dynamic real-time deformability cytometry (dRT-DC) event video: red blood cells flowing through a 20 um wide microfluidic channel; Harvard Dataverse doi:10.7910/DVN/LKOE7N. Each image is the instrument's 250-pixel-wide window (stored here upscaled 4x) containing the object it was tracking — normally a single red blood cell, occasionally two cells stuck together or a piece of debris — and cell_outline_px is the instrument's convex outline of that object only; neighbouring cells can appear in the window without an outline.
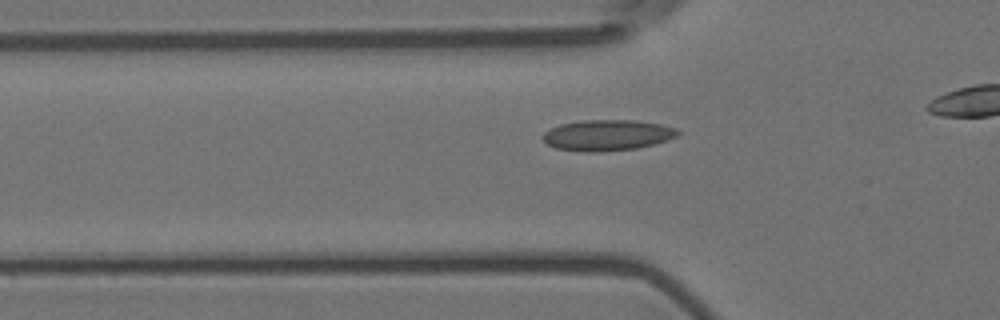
{"species": "Egyptian fruit bat (a non-hibernating species)", "species_latin": "Rousettus aegyptiacus", "temperature_condition": "room temperature", "stored_images_in_passage": 41, "camera_frame_rate_fps": 3000, "um_per_image_px": 0.085, "animal": {"sex": "female"}, "frame": {"image": 1, "passage_image": 14, "time_ms": 4.333, "image_size_px": [1000, 320], "cell_outline_px": [[680, 132], [676, 136], [652, 144], [636, 148], [596, 152], [588, 152], [556, 148], [548, 144], [540, 136], [544, 132], [560, 124], [584, 120], [636, 120], [660, 124], [676, 128]], "centroid_in_image_um": [51.59, 11.48], "position_along_channel_um": 74.2, "area_um2": 23.99}}
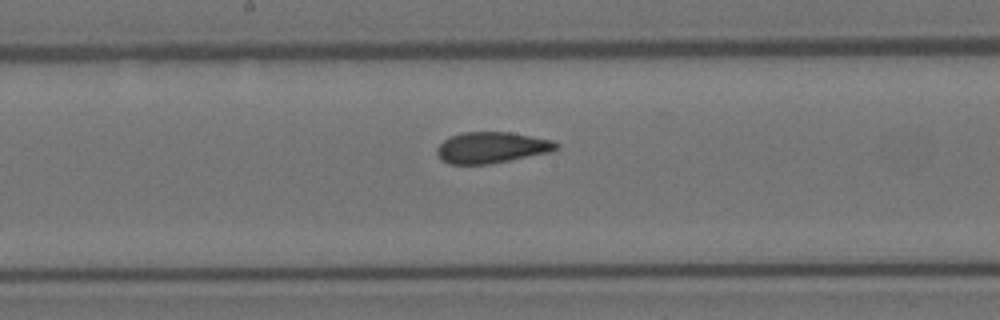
{"frame": {"image": 2, "passage_image": 25, "time_ms": 8.0, "image_size_px": [1000, 320], "cell_outline_px": [[560, 148], [548, 152], [488, 164], [448, 164], [436, 152], [436, 148], [444, 140], [452, 136], [464, 132], [512, 132], [552, 140], [560, 144]], "centroid_in_image_um": [41.81, 12.53], "position_along_channel_um": 206.4, "area_um2": 21.39}}
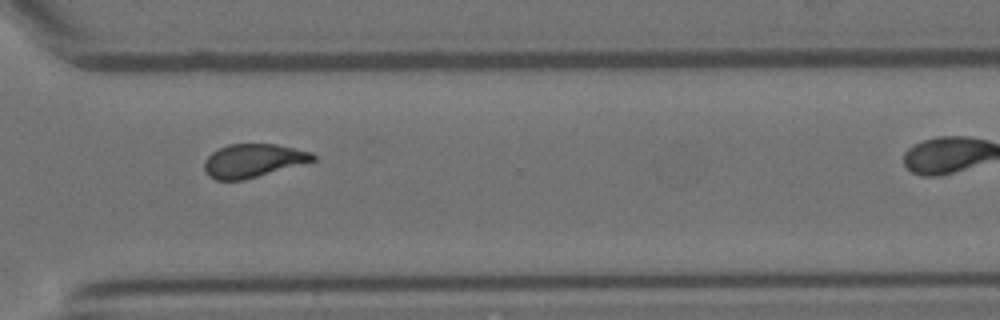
{"frame": {"image": 3, "passage_image": 37, "time_ms": 12.0, "image_size_px": [1000, 320], "cell_outline_px": [[316, 160], [244, 180], [216, 180], [208, 176], [204, 172], [204, 160], [212, 152], [228, 144], [276, 144], [312, 152], [316, 156]], "centroid_in_image_um": [21.49, 13.66], "position_along_channel_um": 349.1, "area_um2": 21.15}}